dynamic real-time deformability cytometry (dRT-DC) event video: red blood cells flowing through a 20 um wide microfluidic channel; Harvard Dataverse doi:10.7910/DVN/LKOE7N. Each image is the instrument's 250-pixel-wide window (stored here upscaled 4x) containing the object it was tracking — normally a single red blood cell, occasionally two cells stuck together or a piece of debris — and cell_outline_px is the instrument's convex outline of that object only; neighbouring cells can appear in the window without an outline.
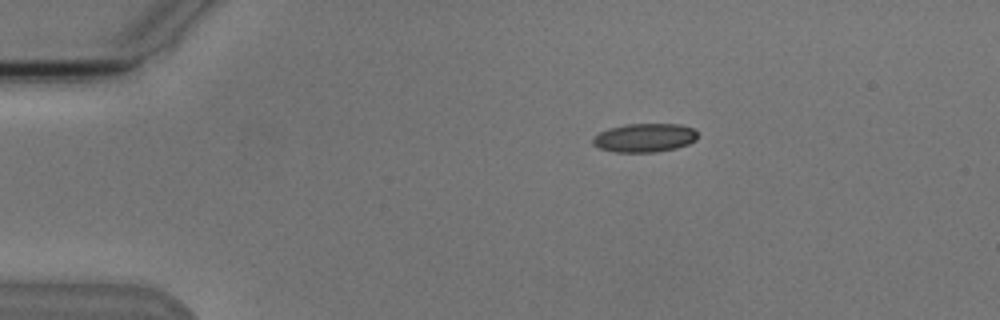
{"species": "Egyptian fruit bat (a non-hibernating species)", "species_latin": "Rousettus aegyptiacus", "temperature_condition": "cold", "stored_images_in_passage": 2, "camera_frame_rate_fps": 3000, "um_per_image_px": 0.085, "animal": {"sex": "male"}, "frame": {"image": 1, "passage_image": 1, "time_ms": 0.0, "image_size_px": [1000, 320], "cell_outline_px": [[696, 140], [688, 144], [676, 148], [656, 152], [616, 152], [600, 148], [592, 144], [592, 140], [600, 132], [608, 128], [624, 124], [680, 124], [692, 128], [696, 132]], "centroid_in_image_um": [54.78, 11.71], "position_along_channel_um": 30.2, "area_um2": 17.46}}